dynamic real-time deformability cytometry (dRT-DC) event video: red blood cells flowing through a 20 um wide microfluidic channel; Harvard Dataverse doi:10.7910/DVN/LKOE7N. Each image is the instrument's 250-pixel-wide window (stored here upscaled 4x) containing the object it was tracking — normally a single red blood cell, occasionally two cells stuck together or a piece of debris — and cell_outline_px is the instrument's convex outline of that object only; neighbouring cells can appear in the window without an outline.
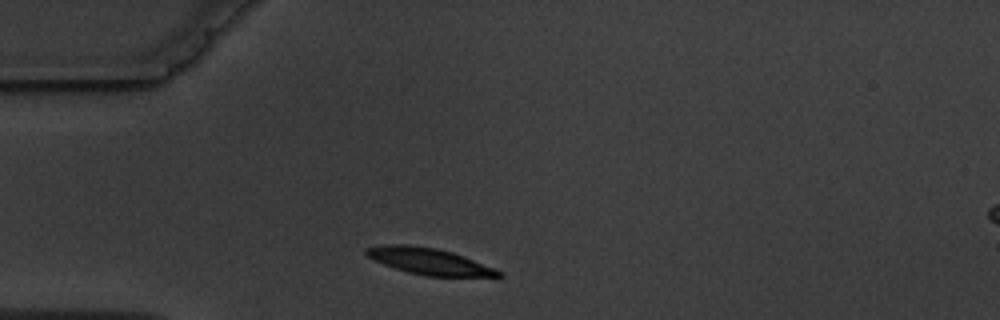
{"species": "common noctule bat (a hibernating species)", "species_latin": "Nyctalus noctula", "temperature_condition": "warm", "stored_images_in_passage": 1, "camera_frame_rate_fps": 3000, "um_per_image_px": 0.085, "animal": {"sex": "male", "body_mass_g": 19.5, "forearm_length_mm": 54.6}, "frame": {"image": 1, "passage_image": 1, "time_ms": 0.0, "image_size_px": [1000, 320], "cell_outline_px": [[504, 276], [424, 276], [408, 272], [384, 264], [368, 256], [364, 252], [364, 248], [380, 244], [408, 244], [436, 248], [452, 252], [464, 256], [504, 272]], "centroid_in_image_um": [36.46, 22.19], "position_along_channel_um": 48.5, "area_um2": 20.29}}